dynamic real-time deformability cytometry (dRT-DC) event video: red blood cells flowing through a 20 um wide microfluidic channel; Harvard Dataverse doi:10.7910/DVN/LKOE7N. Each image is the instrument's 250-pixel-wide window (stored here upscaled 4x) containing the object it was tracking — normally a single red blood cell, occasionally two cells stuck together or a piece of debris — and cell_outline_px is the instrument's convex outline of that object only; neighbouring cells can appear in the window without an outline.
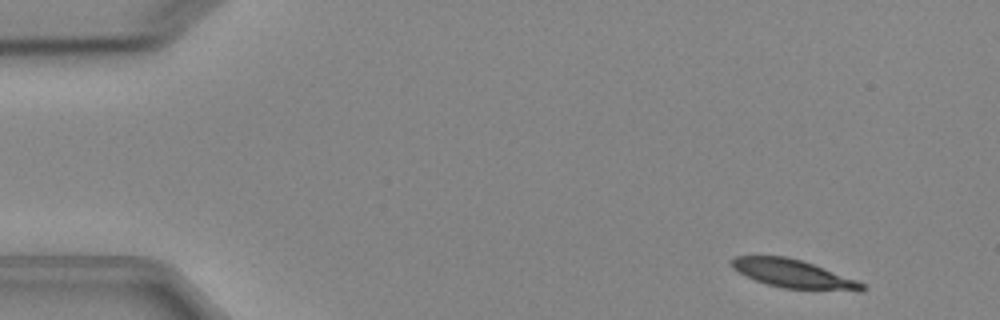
{"species": "Egyptian fruit bat (a non-hibernating species)", "species_latin": "Rousettus aegyptiacus", "temperature_condition": "cold", "stored_images_in_passage": 3, "camera_frame_rate_fps": 3000, "um_per_image_px": 0.085, "animal": {"sex": "female"}, "frame": {"image": 1, "passage_image": 1, "time_ms": 0.0, "image_size_px": [1000, 320], "cell_outline_px": [[868, 288], [860, 292], [784, 288], [768, 284], [756, 280], [732, 268], [732, 260], [736, 256], [784, 256], [800, 260], [812, 264], [856, 280], [864, 284]], "centroid_in_image_um": [67.5, 23.3], "position_along_channel_um": 17.5, "area_um2": 21.21}}